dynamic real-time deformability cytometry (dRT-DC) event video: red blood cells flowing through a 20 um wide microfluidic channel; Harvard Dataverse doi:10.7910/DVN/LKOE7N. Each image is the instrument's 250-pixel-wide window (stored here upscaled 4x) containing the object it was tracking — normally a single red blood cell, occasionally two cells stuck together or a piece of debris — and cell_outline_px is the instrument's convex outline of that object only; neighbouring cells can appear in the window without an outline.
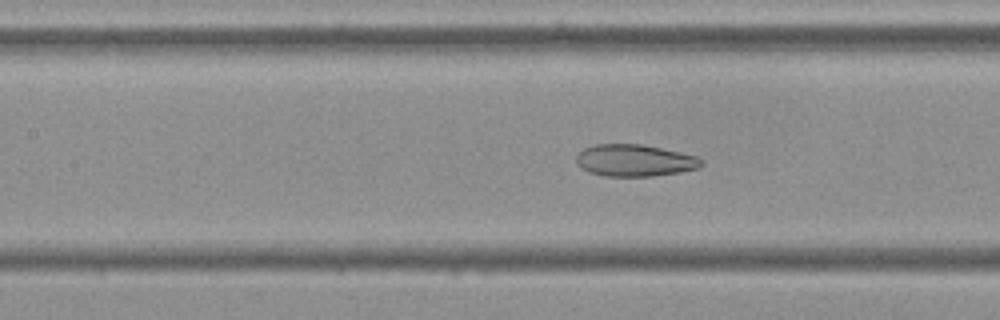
{"species": "Egyptian fruit bat (a non-hibernating species)", "species_latin": "Rousettus aegyptiacus", "temperature_condition": "cold", "stored_images_in_passage": 50, "camera_frame_rate_fps": 3000, "um_per_image_px": 0.085, "frame": {"image": 1, "passage_image": 19, "time_ms": 6.0, "image_size_px": [1000, 320], "cell_outline_px": [[704, 164], [700, 168], [680, 172], [652, 176], [604, 176], [588, 172], [580, 168], [576, 164], [576, 156], [584, 148], [592, 144], [644, 144], [680, 152], [696, 156], [704, 160]], "centroid_in_image_um": [53.95, 13.63], "position_along_channel_um": 153.5, "area_um2": 23.58}}
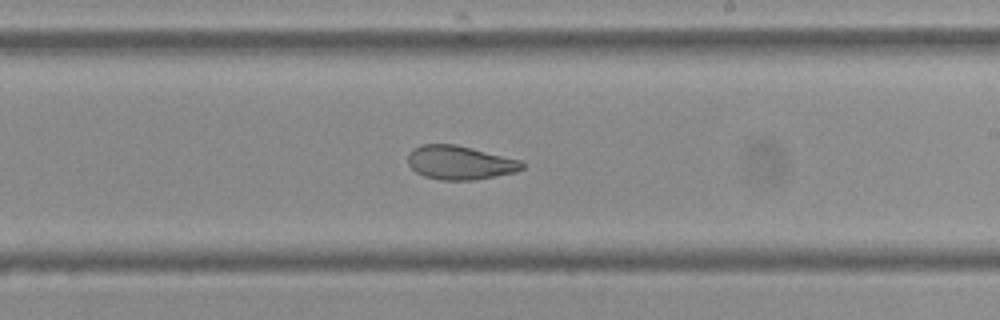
{"frame": {"image": 2, "passage_image": 27, "time_ms": 8.667, "image_size_px": [1000, 320], "cell_outline_px": [[524, 168], [516, 172], [476, 180], [440, 180], [424, 176], [416, 172], [408, 164], [408, 152], [412, 148], [420, 144], [456, 144], [520, 160], [524, 164]], "centroid_in_image_um": [39.06, 13.82], "position_along_channel_um": 249.9, "area_um2": 22.66}}
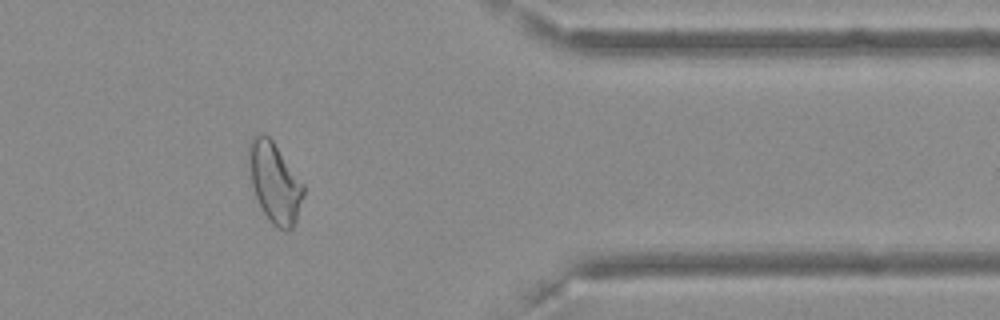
{"frame": {"image": 3, "passage_image": 40, "time_ms": 13.0, "image_size_px": [1000, 320], "cell_outline_px": [[304, 196], [296, 220], [292, 228], [288, 232], [284, 232], [276, 228], [272, 224], [264, 212], [256, 196], [252, 184], [248, 156], [248, 144], [252, 136], [256, 132], [264, 132], [272, 140], [304, 184]], "centroid_in_image_um": [23.35, 15.5], "position_along_channel_um": 388.1, "area_um2": 25.61}, "authors_computed_cell_mechanics": {"area_um2": 25.8077, "velocity_mm_per_s": 3.6276, "shape_relaxation_time_tau1_ms": null, "shape_relaxation_time_tau2_ms": 1.8358, "deformation_change_tau1": null, "deformation_change_tau2": 0.0741}}